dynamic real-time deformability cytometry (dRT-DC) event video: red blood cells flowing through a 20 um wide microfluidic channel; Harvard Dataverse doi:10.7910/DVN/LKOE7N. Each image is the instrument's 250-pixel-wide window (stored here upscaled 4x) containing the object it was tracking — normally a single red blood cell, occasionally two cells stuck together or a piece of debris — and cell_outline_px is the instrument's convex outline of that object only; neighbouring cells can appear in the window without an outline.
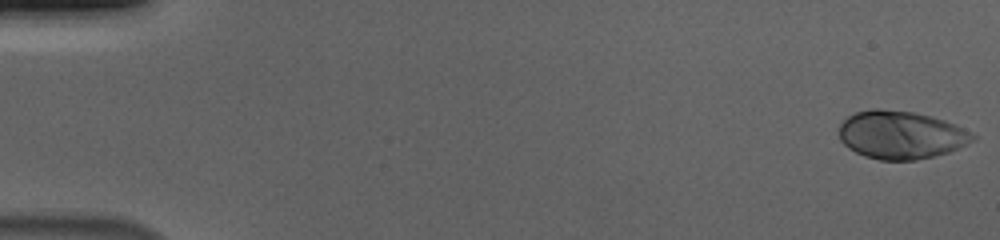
{"species": "human", "species_latin": "Homo sapiens", "temperature_condition": "cold", "stored_images_in_passage": 49, "camera_frame_rate_fps": 3000, "um_per_image_px": 0.085, "donor": {"sex": "male"}, "frame": {"image": 1, "passage_image": 1, "time_ms": 0.0, "image_size_px": [1000, 240], "cell_outline_px": [[976, 140], [948, 152], [916, 160], [880, 160], [864, 156], [848, 148], [840, 140], [840, 124], [848, 116], [856, 112], [872, 108], [876, 108], [912, 112], [944, 120], [976, 136]], "centroid_in_image_um": [76.53, 11.47], "position_along_channel_um": 8.5, "area_um2": 36.99}}
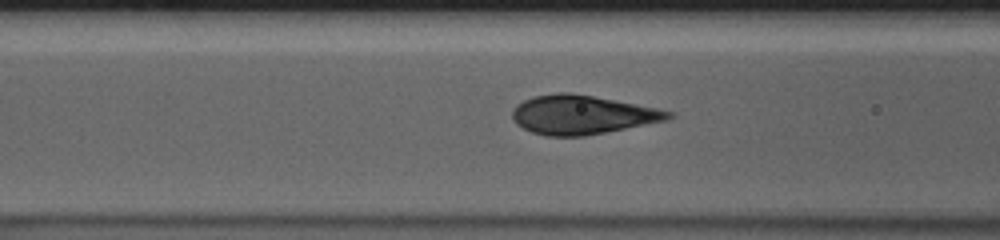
{"frame": {"image": 2, "passage_image": 23, "time_ms": 7.333, "image_size_px": [1000, 240], "cell_outline_px": [[676, 116], [668, 120], [584, 136], [544, 136], [532, 132], [516, 124], [512, 120], [512, 112], [516, 104], [532, 96], [560, 92], [568, 92], [592, 96], [656, 108], [672, 112]], "centroid_in_image_um": [49.44, 9.76], "position_along_channel_um": 117.2, "area_um2": 35.26}}
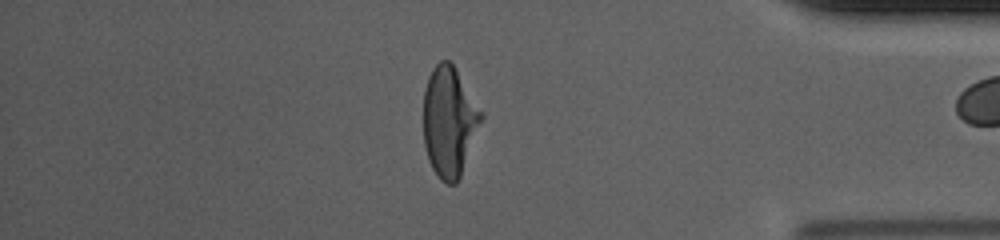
{"frame": {"image": 3, "passage_image": 48, "time_ms": 15.667, "image_size_px": [1000, 240], "cell_outline_px": [[484, 116], [460, 176], [456, 184], [448, 184], [440, 180], [432, 168], [428, 160], [424, 144], [424, 88], [428, 76], [432, 68], [440, 60], [448, 60], [452, 64], [484, 112]], "centroid_in_image_um": [38.18, 10.33], "position_along_channel_um": 397.0, "area_um2": 37.11}}